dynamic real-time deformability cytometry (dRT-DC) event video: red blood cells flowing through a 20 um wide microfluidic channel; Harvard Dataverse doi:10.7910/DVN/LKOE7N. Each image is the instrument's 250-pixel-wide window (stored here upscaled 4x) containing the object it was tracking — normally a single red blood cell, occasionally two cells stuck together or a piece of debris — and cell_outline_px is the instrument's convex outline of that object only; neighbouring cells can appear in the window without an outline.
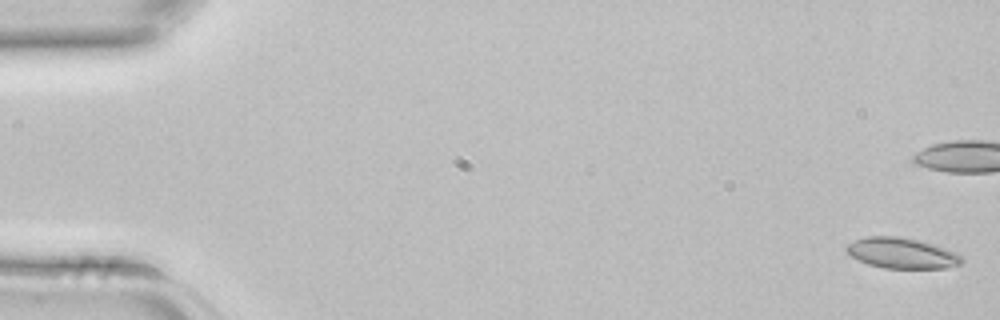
{"species": "common noctule bat (a hibernating species)", "species_latin": "Nyctalus noctula", "temperature_condition": "room temperature", "stored_images_in_passage": 4, "camera_frame_rate_fps": 3000, "um_per_image_px": 0.085, "animal": {"sex": "female", "body_mass_g": 22.7, "forearm_length_mm": 54.2}, "frame": {"image": 1, "passage_image": 1, "time_ms": 0.0, "image_size_px": [1000, 320], "cell_outline_px": [[964, 264], [948, 268], [884, 268], [868, 264], [852, 256], [844, 248], [848, 244], [856, 240], [868, 236], [896, 236], [920, 240], [956, 252], [964, 260]], "centroid_in_image_um": [76.7, 21.52], "position_along_channel_um": 8.3, "area_um2": 20.52}}